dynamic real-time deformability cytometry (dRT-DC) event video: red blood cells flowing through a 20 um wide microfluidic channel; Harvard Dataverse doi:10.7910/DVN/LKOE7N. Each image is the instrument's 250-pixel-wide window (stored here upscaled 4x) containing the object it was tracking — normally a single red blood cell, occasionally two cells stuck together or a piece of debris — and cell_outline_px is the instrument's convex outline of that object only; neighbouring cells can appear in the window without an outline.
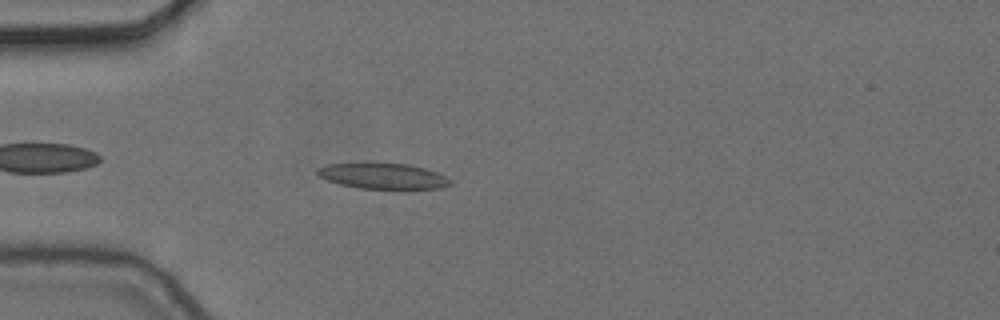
{"species": "common noctule bat (a hibernating species)", "species_latin": "Nyctalus noctula", "temperature_condition": "cold", "stored_images_in_passage": 4, "camera_frame_rate_fps": 3000, "um_per_image_px": 0.085, "animal": {"sex": "female", "body_mass_g": 24.6, "forearm_length_mm": 56.2}, "frame": {"image": 1, "passage_image": 4, "time_ms": 1.0, "image_size_px": [1000, 320], "cell_outline_px": [[452, 184], [440, 188], [360, 188], [340, 184], [328, 180], [320, 176], [316, 172], [316, 168], [328, 164], [364, 160], [368, 160], [408, 164], [424, 168], [436, 172], [452, 180]], "centroid_in_image_um": [32.48, 14.9], "position_along_channel_um": 52.5, "area_um2": 20.52}}